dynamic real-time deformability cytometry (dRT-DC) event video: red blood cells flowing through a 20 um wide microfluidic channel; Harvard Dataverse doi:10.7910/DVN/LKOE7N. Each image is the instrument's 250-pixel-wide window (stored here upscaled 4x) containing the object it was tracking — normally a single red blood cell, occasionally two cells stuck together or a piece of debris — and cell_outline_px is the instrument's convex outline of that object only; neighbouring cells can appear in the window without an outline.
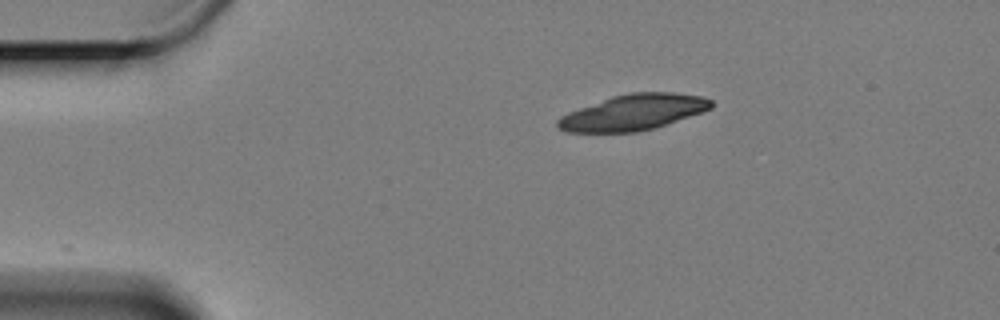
{"species": "Egyptian fruit bat (a non-hibernating species)", "species_latin": "Rousettus aegyptiacus", "temperature_condition": "cold", "stored_images_in_passage": 21, "camera_frame_rate_fps": 3000, "um_per_image_px": 0.085, "animal": {"sex": "female"}, "frame": {"image": 1, "passage_image": 1, "time_ms": 0.0, "image_size_px": [1000, 320], "cell_outline_px": [[716, 104], [712, 108], [704, 112], [652, 128], [636, 132], [564, 132], [556, 124], [556, 120], [560, 116], [568, 112], [612, 96], [628, 92], [672, 92], [700, 96], [712, 100]], "centroid_in_image_um": [53.84, 9.54], "position_along_channel_um": 31.2, "area_um2": 31.96}}